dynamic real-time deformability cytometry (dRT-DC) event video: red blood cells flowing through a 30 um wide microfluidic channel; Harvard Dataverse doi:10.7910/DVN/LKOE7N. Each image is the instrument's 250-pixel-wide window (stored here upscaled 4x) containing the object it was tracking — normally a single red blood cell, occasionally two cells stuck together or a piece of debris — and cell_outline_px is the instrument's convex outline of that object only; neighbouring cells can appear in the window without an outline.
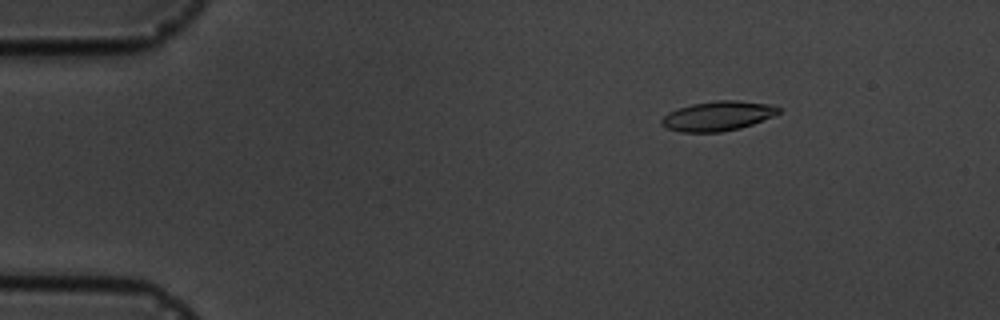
{"species": "common noctule bat (a hibernating species)", "species_latin": "Nyctalus noctula", "temperature_condition": "cold", "stored_images_in_passage": 6, "camera_frame_rate_fps": 3000, "um_per_image_px": 0.085, "animal": {"sex": "male", "body_mass_g": 19.5, "forearm_length_mm": 54.6}, "frame": {"image": 1, "passage_image": 3, "time_ms": 2.333, "image_size_px": [1000, 320], "cell_outline_px": [[780, 112], [772, 116], [752, 124], [740, 128], [720, 132], [680, 132], [664, 128], [660, 124], [660, 120], [668, 112], [692, 104], [716, 100], [736, 100], [768, 104], [780, 108]], "centroid_in_image_um": [60.96, 9.87], "position_along_channel_um": 24.0, "area_um2": 20.11}}
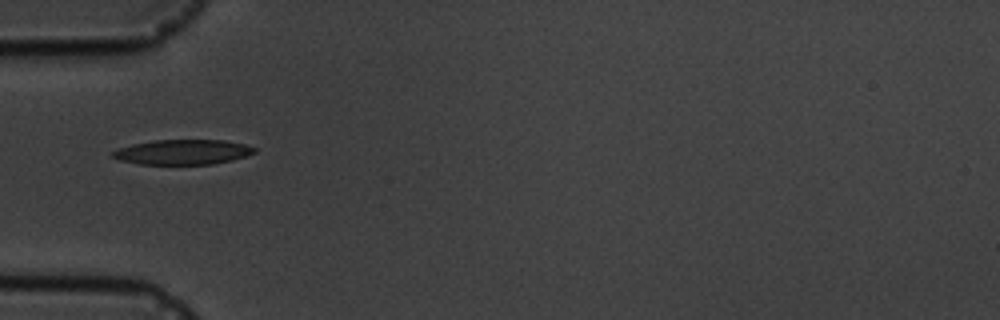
{"frame": {"image": 2, "passage_image": 6, "time_ms": 5.667, "image_size_px": [1000, 320], "cell_outline_px": [[256, 152], [232, 160], [212, 164], [140, 164], [120, 160], [112, 156], [112, 152], [116, 148], [132, 144], [156, 140], [224, 140], [244, 144], [256, 148]], "centroid_in_image_um": [15.52, 12.92], "position_along_channel_um": 69.5, "area_um2": 20.52}}